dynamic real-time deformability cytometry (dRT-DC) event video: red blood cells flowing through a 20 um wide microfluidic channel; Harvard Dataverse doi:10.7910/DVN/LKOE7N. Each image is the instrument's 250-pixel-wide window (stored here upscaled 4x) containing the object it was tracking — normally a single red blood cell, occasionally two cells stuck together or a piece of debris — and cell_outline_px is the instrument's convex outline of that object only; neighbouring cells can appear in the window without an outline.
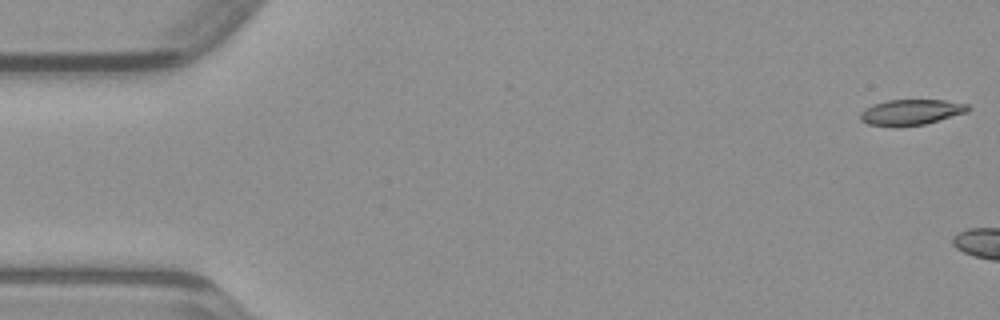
{"species": "common noctule bat (a hibernating species)", "species_latin": "Nyctalus noctula", "temperature_condition": "warm", "stored_images_in_passage": 5, "camera_frame_rate_fps": 3000, "um_per_image_px": 0.085, "animal": {"sex": "male", "body_mass_g": 23.1, "forearm_length_mm": 52.7}, "frame": {"image": 1, "passage_image": 1, "time_ms": 0.0, "image_size_px": [1000, 320], "cell_outline_px": [[972, 108], [968, 112], [924, 124], [896, 128], [868, 124], [860, 120], [860, 112], [864, 108], [872, 104], [888, 100], [944, 100], [968, 104]], "centroid_in_image_um": [77.41, 9.55], "position_along_channel_um": 7.6, "area_um2": 16.42}}